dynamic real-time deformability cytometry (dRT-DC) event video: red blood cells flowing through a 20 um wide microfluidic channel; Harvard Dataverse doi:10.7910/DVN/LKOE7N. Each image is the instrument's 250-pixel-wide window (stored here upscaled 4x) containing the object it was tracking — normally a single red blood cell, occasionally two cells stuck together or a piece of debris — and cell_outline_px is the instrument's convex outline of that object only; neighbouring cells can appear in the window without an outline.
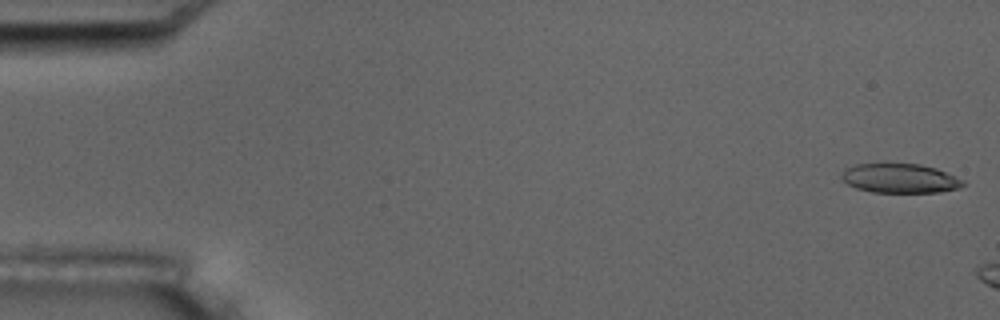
{"species": "common noctule bat (a hibernating species)", "species_latin": "Nyctalus noctula", "temperature_condition": "room temperature", "stored_images_in_passage": 3, "camera_frame_rate_fps": 3000, "um_per_image_px": 0.085, "animal": {"sex": "male", "body_mass_g": 17.5, "forearm_length_mm": 52.3}, "frame": {"image": 1, "passage_image": 1, "time_ms": 0.0, "image_size_px": [1000, 320], "cell_outline_px": [[964, 184], [960, 188], [940, 192], [872, 192], [856, 188], [848, 184], [840, 176], [844, 168], [856, 164], [920, 164], [936, 168], [964, 180]], "centroid_in_image_um": [76.49, 15.16], "position_along_channel_um": 8.5, "area_um2": 20.69}}